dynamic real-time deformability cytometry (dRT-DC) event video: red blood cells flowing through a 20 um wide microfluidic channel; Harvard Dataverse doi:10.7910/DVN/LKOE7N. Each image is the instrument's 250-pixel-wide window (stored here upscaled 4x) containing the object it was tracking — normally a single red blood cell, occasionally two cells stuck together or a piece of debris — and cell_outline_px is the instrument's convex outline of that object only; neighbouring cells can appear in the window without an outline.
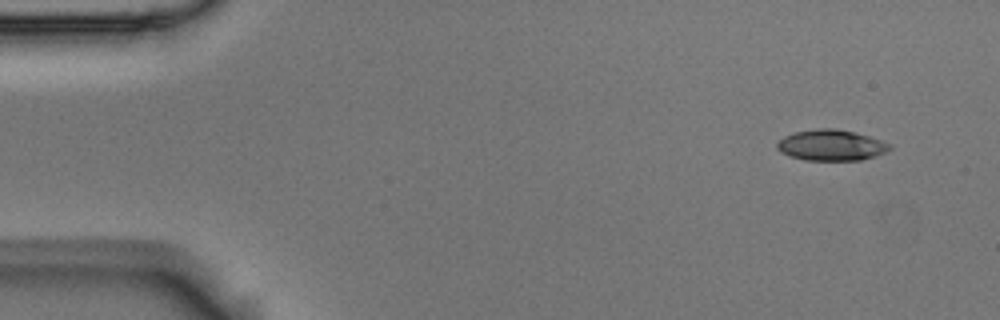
{"species": "Egyptian fruit bat (a non-hibernating species)", "species_latin": "Rousettus aegyptiacus", "temperature_condition": "room temperature", "stored_images_in_passage": 8, "camera_frame_rate_fps": 3000, "um_per_image_px": 0.085, "animal": {"sex": "male"}, "frame": {"image": 1, "passage_image": 1, "time_ms": 0.0, "image_size_px": [1000, 320], "cell_outline_px": [[892, 148], [876, 156], [860, 160], [804, 160], [780, 152], [776, 148], [776, 144], [784, 136], [796, 132], [816, 128], [836, 128], [856, 132], [892, 144]], "centroid_in_image_um": [70.66, 12.33], "position_along_channel_um": 14.3, "area_um2": 20.29}}
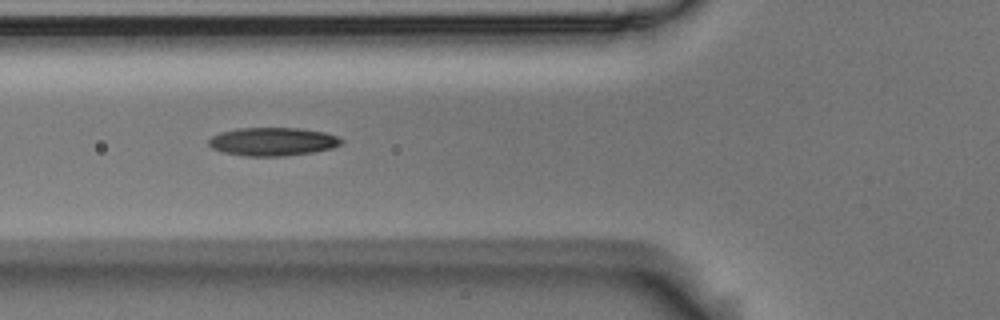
{"frame": {"image": 2, "passage_image": 5, "time_ms": 1.333, "image_size_px": [1000, 320], "cell_outline_px": [[344, 140], [340, 144], [332, 148], [312, 152], [284, 156], [244, 156], [224, 152], [212, 148], [208, 144], [208, 140], [212, 136], [220, 132], [236, 128], [300, 128], [324, 132], [340, 136]], "centroid_in_image_um": [23.18, 12.03], "position_along_channel_um": 102.6, "area_um2": 21.96}}
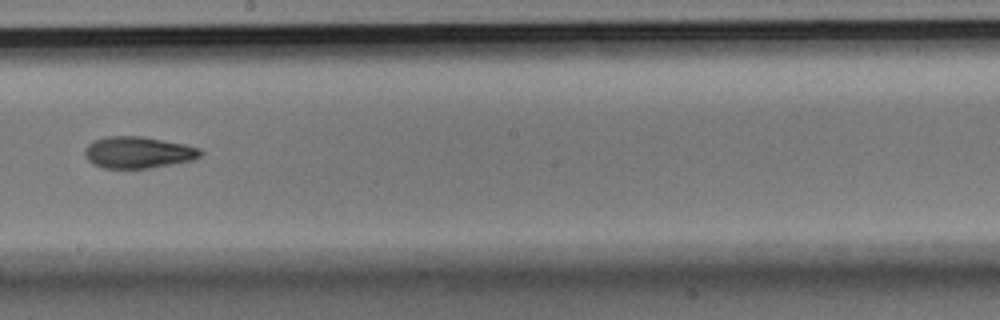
{"frame": {"image": 3, "passage_image": 8, "time_ms": 2.333, "image_size_px": [1000, 320], "cell_outline_px": [[204, 152], [200, 156], [192, 160], [152, 168], [104, 168], [92, 164], [84, 156], [84, 148], [92, 140], [108, 136], [144, 136], [184, 144], [200, 148]], "centroid_in_image_um": [11.72, 12.95], "position_along_channel_um": 236.5, "area_um2": 21.56}}